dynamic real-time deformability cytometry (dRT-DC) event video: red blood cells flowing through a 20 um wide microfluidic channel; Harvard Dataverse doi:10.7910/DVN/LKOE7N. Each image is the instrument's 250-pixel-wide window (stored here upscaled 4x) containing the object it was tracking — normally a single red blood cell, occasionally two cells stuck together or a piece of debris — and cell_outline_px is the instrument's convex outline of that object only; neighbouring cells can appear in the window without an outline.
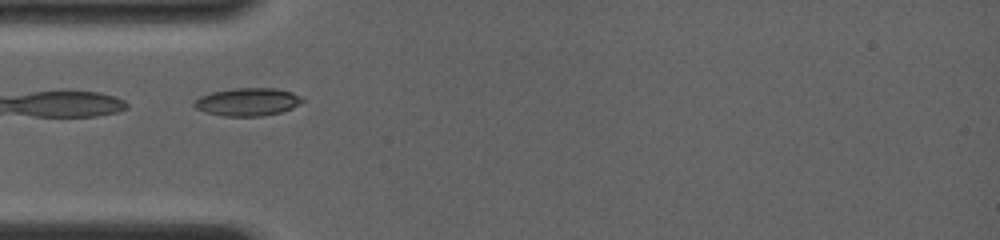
{"species": "common noctule bat (a hibernating species)", "species_latin": "Nyctalus noctula", "temperature_condition": "room temperature", "stored_images_in_passage": 19, "camera_frame_rate_fps": 4000, "um_per_image_px": 0.085, "animal": {"sex": "female", "body_mass_g": 19.0, "forearm_length_mm": 56.7}, "frame": {"image": 1, "passage_image": 1, "time_ms": 0.0, "image_size_px": [1000, 240], "cell_outline_px": [[304, 100], [300, 104], [292, 108], [280, 112], [264, 116], [224, 116], [204, 112], [196, 108], [192, 104], [200, 96], [212, 92], [232, 88], [276, 88], [292, 92], [300, 96]], "centroid_in_image_um": [21.05, 8.66], "position_along_channel_um": 64.0, "area_um2": 17.63}}
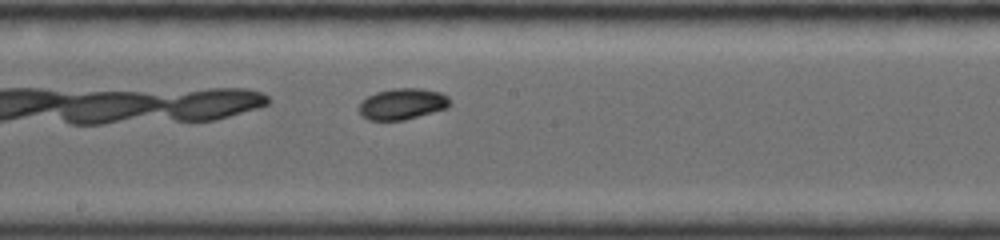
{"frame": {"image": 2, "passage_image": 7, "time_ms": 3.75, "image_size_px": [1000, 240], "cell_outline_px": [[452, 104], [448, 108], [404, 120], [368, 120], [360, 116], [360, 104], [368, 96], [376, 92], [392, 88], [420, 88], [440, 92], [448, 96]], "centroid_in_image_um": [34.23, 8.83], "position_along_channel_um": 214.0, "area_um2": 16.59}}
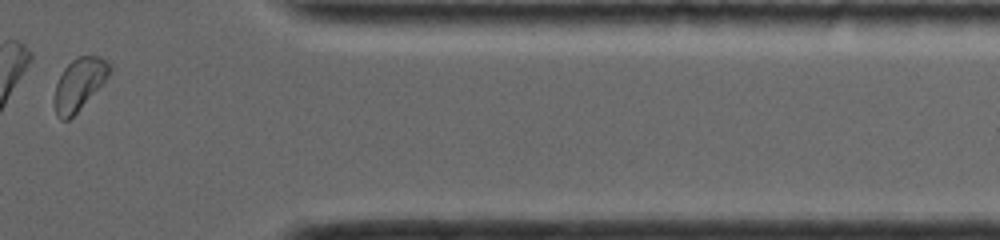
{"frame": {"image": 3, "passage_image": 17, "time_ms": 8.75, "image_size_px": [1000, 240], "cell_outline_px": [[112, 68], [108, 76], [76, 112], [68, 120], [60, 120], [56, 116], [52, 100], [56, 84], [64, 68], [76, 56], [100, 56]], "centroid_in_image_um": [6.67, 7.16], "position_along_channel_um": 404.7, "area_um2": 16.47}, "authors_computed_cell_mechanics": {"area_um2": 16.1262, "velocity_mm_per_s": 4.0138, "shape_relaxation_time_tau1_ms": 1.1797, "shape_relaxation_time_tau2_ms": null, "deformation_change_tau1": 0.0899, "deformation_change_tau2": null}}